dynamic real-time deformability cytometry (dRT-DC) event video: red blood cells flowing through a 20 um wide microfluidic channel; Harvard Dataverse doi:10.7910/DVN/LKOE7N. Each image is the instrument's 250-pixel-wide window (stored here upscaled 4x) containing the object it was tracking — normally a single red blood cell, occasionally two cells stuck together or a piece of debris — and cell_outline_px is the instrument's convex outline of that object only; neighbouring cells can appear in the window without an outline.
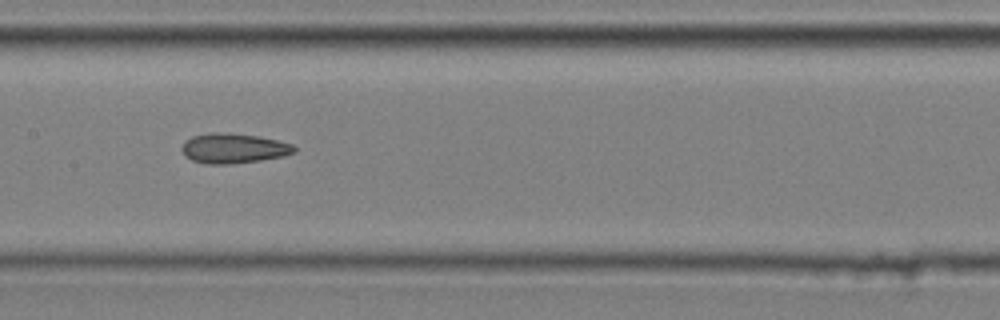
{"species": "common noctule bat (a hibernating species)", "species_latin": "Nyctalus noctula", "temperature_condition": "cold", "stored_images_in_passage": 9, "camera_frame_rate_fps": 3000, "um_per_image_px": 0.085, "animal": {"sex": "male", "body_mass_g": 20.4}, "frame": {"image": 1, "passage_image": 6, "time_ms": 1.667, "image_size_px": [1000, 320], "cell_outline_px": [[296, 152], [284, 156], [260, 160], [228, 164], [204, 164], [192, 160], [184, 156], [180, 148], [184, 140], [192, 136], [212, 132], [228, 132], [260, 136], [292, 144], [296, 148]], "centroid_in_image_um": [19.81, 12.6], "position_along_channel_um": 187.6, "area_um2": 19.88}}
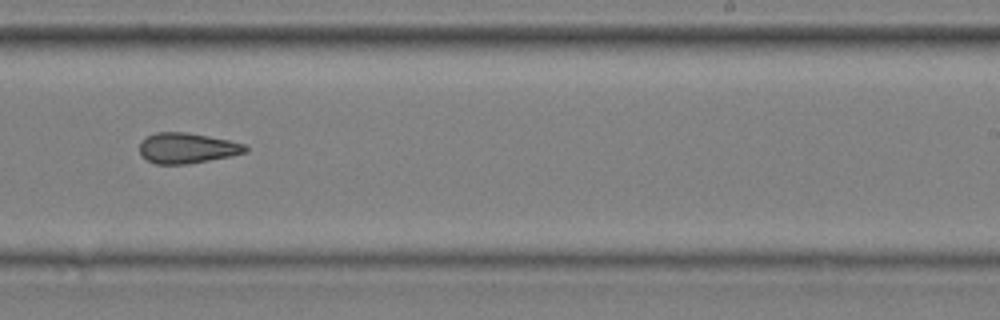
{"frame": {"image": 2, "passage_image": 8, "time_ms": 2.333, "image_size_px": [1000, 320], "cell_outline_px": [[248, 152], [188, 164], [156, 164], [140, 156], [140, 140], [156, 132], [188, 132], [228, 140], [244, 144], [248, 148]], "centroid_in_image_um": [15.87, 12.58], "position_along_channel_um": 273.1, "area_um2": 18.73}}
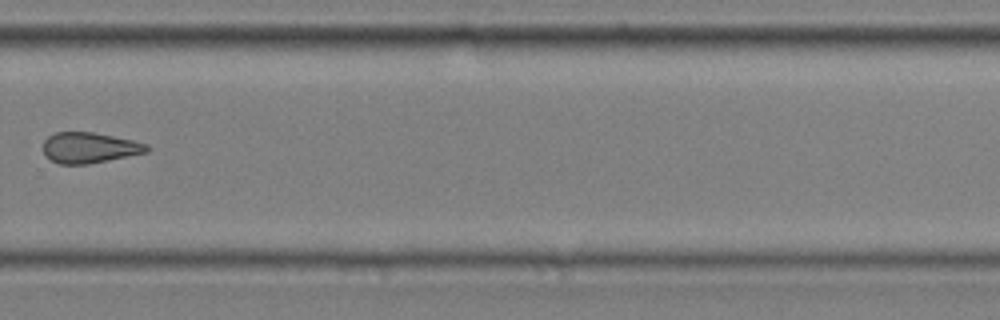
{"frame": {"image": 3, "passage_image": 9, "time_ms": 2.667, "image_size_px": [1000, 320], "cell_outline_px": [[152, 148], [148, 152], [88, 164], [60, 164], [44, 156], [44, 140], [48, 136], [56, 132], [92, 132], [132, 140], [148, 144]], "centroid_in_image_um": [7.61, 12.56], "position_along_channel_um": 322.2, "area_um2": 18.5}}